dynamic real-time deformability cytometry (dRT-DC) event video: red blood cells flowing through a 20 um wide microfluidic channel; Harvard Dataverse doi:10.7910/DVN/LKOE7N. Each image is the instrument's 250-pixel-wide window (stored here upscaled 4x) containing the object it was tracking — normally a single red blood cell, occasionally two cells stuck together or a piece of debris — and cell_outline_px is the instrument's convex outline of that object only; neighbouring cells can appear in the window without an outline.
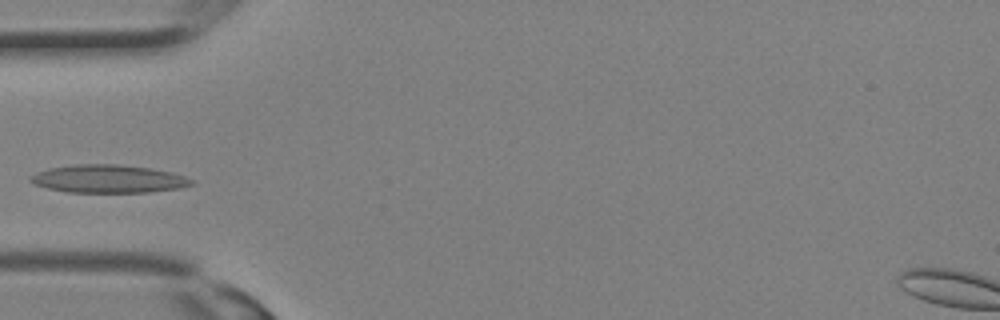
{"species": "Egyptian fruit bat (a non-hibernating species)", "species_latin": "Rousettus aegyptiacus", "temperature_condition": "room temperature", "stored_images_in_passage": 9, "camera_frame_rate_fps": 3000, "um_per_image_px": 0.085, "animal": {"sex": "female"}, "frame": {"image": 1, "passage_image": 6, "time_ms": 1.667, "image_size_px": [1000, 320], "cell_outline_px": [[196, 184], [180, 188], [148, 192], [68, 192], [48, 188], [36, 184], [28, 180], [28, 176], [36, 172], [48, 168], [72, 164], [120, 164], [152, 168], [172, 172], [196, 180]], "centroid_in_image_um": [9.24, 15.19], "position_along_channel_um": 75.8, "area_um2": 26.59}}
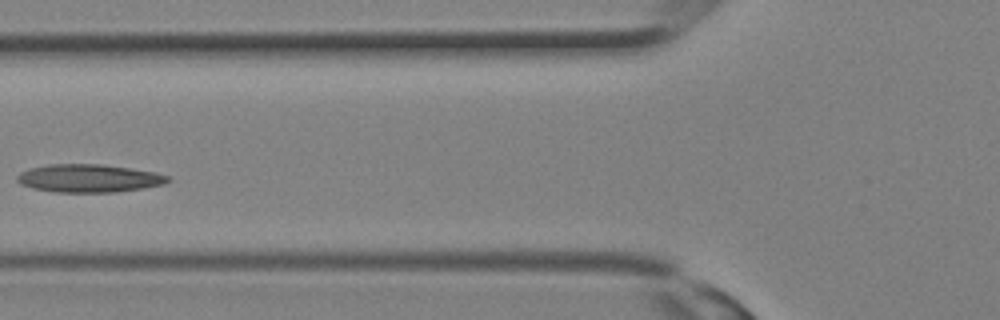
{"frame": {"image": 2, "passage_image": 8, "time_ms": 2.333, "image_size_px": [1000, 320], "cell_outline_px": [[172, 180], [164, 184], [144, 188], [116, 192], [56, 192], [32, 188], [20, 184], [16, 180], [16, 176], [20, 172], [28, 168], [48, 164], [100, 164], [156, 172], [168, 176]], "centroid_in_image_um": [7.53, 15.15], "position_along_channel_um": 118.3, "area_um2": 24.74}}